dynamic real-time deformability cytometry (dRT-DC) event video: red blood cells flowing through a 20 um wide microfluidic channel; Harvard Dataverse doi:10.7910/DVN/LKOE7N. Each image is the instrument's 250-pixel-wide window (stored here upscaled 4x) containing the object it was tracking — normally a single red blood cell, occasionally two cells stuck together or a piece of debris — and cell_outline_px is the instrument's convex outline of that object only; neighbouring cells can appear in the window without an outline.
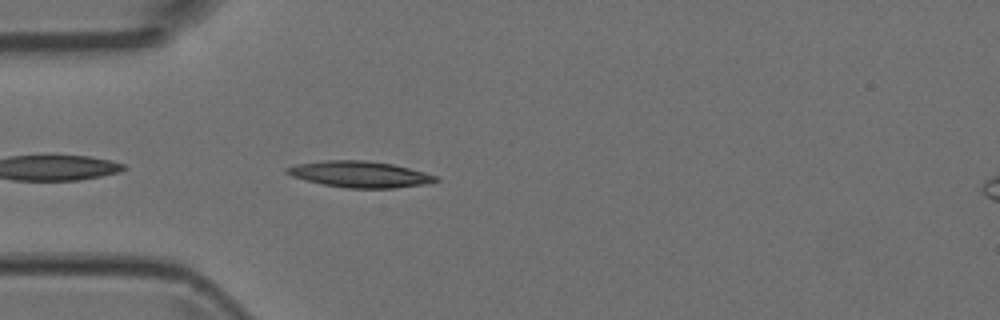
{"species": "Egyptian fruit bat (a non-hibernating species)", "species_latin": "Rousettus aegyptiacus", "temperature_condition": "room temperature", "stored_images_in_passage": 4, "camera_frame_rate_fps": 3000, "um_per_image_px": 0.085, "animal": {"sex": "female"}, "frame": {"image": 1, "passage_image": 4, "time_ms": 1.0, "image_size_px": [1000, 320], "cell_outline_px": [[440, 180], [432, 184], [392, 188], [344, 188], [304, 180], [292, 176], [284, 172], [284, 168], [296, 164], [324, 160], [368, 160], [392, 164], [424, 172], [436, 176]], "centroid_in_image_um": [30.58, 14.81], "position_along_channel_um": 54.4, "area_um2": 22.95}}